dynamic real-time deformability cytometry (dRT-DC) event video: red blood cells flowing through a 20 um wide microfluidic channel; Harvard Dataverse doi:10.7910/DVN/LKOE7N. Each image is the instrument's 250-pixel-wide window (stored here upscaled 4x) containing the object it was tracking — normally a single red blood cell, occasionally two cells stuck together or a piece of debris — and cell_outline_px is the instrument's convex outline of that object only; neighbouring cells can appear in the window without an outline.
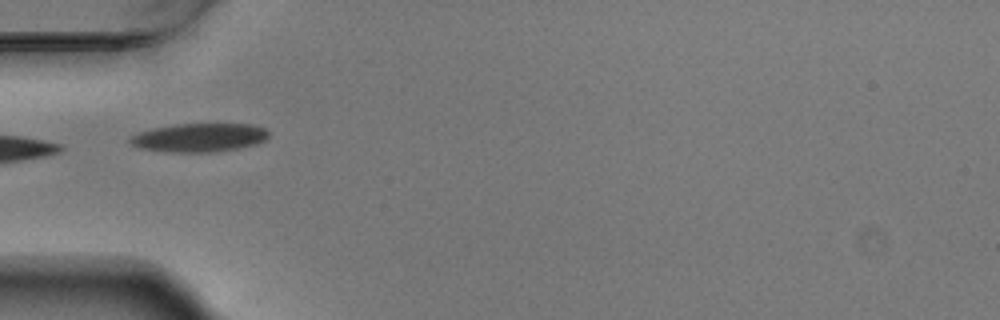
{"species": "Egyptian fruit bat (a non-hibernating species)", "species_latin": "Rousettus aegyptiacus", "temperature_condition": "warm", "stored_images_in_passage": 5, "camera_frame_rate_fps": 3000, "um_per_image_px": 0.085, "animal": {"sex": "male"}, "frame": {"image": 1, "passage_image": 5, "time_ms": 1.333, "image_size_px": [1000, 320], "cell_outline_px": [[268, 136], [264, 140], [256, 144], [240, 148], [216, 152], [172, 152], [140, 148], [132, 144], [128, 140], [132, 136], [140, 132], [152, 128], [176, 124], [252, 124], [264, 128], [268, 132]], "centroid_in_image_um": [16.96, 11.69], "position_along_channel_um": 68.0, "area_um2": 23.0}}